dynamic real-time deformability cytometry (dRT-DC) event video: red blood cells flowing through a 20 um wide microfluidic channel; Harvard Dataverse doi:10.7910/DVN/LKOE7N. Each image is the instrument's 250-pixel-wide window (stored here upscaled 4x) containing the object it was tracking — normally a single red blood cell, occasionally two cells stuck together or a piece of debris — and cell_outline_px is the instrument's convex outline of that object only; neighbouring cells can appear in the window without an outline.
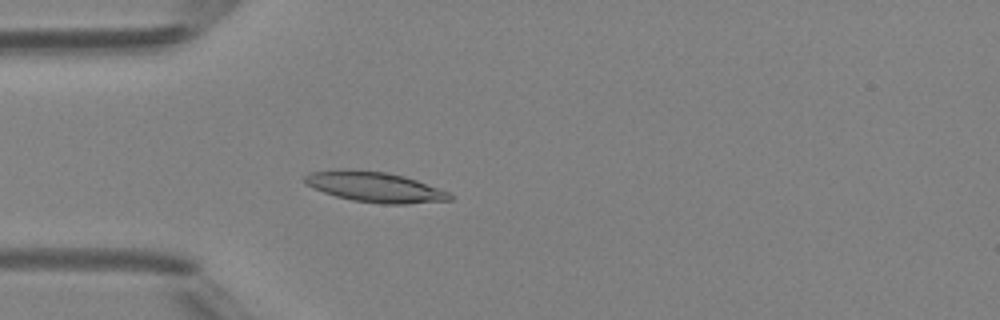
{"species": "Egyptian fruit bat (a non-hibernating species)", "species_latin": "Rousettus aegyptiacus", "temperature_condition": "room temperature", "stored_images_in_passage": 37, "camera_frame_rate_fps": 3000, "um_per_image_px": 0.085, "animal": {"sex": "female"}, "frame": {"image": 1, "passage_image": 5, "time_ms": 1.333, "image_size_px": [1000, 320], "cell_outline_px": [[452, 200], [408, 204], [384, 204], [352, 200], [336, 196], [324, 192], [308, 184], [304, 180], [304, 176], [308, 172], [388, 172], [404, 176], [416, 180], [448, 192], [452, 196]], "centroid_in_image_um": [31.96, 15.94], "position_along_channel_um": 53.0, "area_um2": 24.39}}
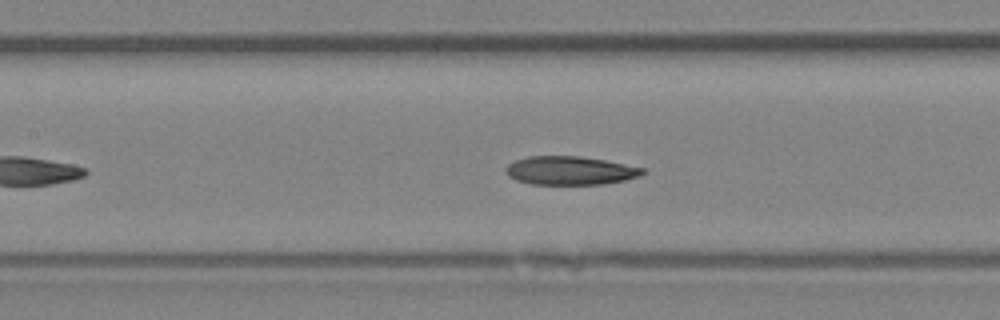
{"frame": {"image": 2, "passage_image": 13, "time_ms": 4.0, "image_size_px": [1000, 320], "cell_outline_px": [[644, 172], [640, 176], [624, 180], [604, 184], [532, 184], [516, 180], [508, 176], [504, 168], [508, 164], [516, 160], [528, 156], [580, 156], [604, 160], [644, 168]], "centroid_in_image_um": [48.43, 14.5], "position_along_channel_um": 159.0, "area_um2": 22.66}}
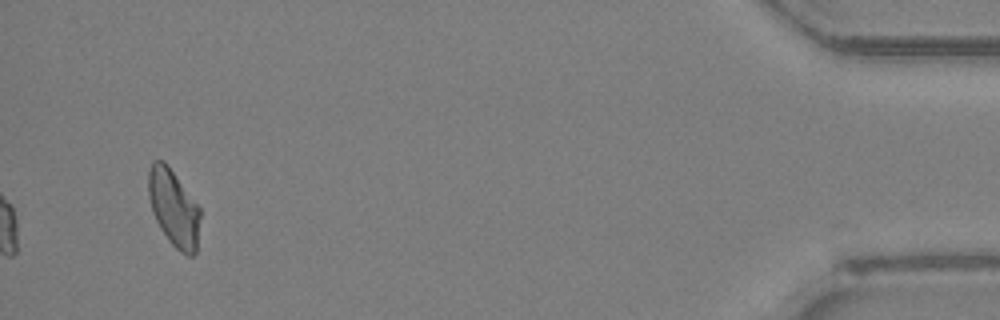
{"frame": {"image": 3, "passage_image": 37, "time_ms": 12.0, "image_size_px": [1000, 320], "cell_outline_px": [[200, 216], [196, 252], [192, 256], [188, 256], [180, 252], [168, 240], [160, 228], [152, 212], [148, 196], [148, 172], [152, 160], [164, 160], [168, 164], [200, 208]], "centroid_in_image_um": [14.75, 17.66], "position_along_channel_um": 420.5, "area_um2": 23.29}, "authors_computed_cell_mechanics": {"area_um2": 22.831, "velocity_mm_per_s": 4.2545, "shape_relaxation_time_tau1_ms": 11.225, "shape_relaxation_time_tau2_ms": 6.497, "deformation_change_tau1": 0.1926, "deformation_change_tau2": 0.1376}}